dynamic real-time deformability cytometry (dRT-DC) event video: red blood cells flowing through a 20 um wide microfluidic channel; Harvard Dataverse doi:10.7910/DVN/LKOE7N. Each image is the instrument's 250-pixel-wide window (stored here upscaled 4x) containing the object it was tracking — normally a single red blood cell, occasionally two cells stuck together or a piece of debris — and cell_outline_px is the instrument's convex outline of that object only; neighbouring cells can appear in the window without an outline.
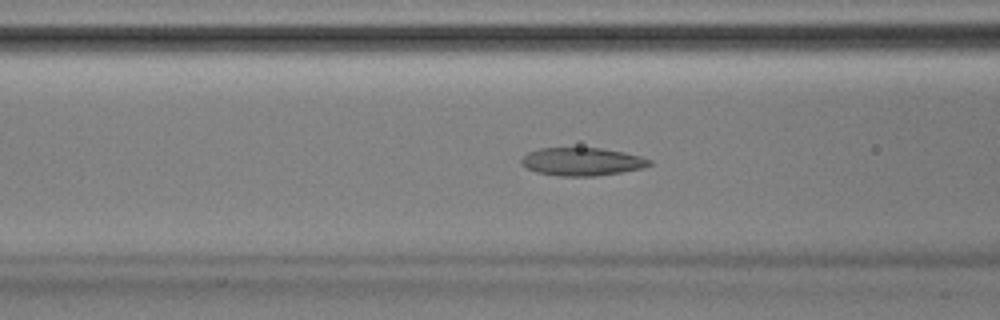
{"species": "Egyptian fruit bat (a non-hibernating species)", "species_latin": "Rousettus aegyptiacus", "temperature_condition": "room temperature", "stored_images_in_passage": 53, "camera_frame_rate_fps": 3000, "um_per_image_px": 0.085, "animal": {"sex": "male"}, "frame": {"image": 1, "passage_image": 21, "time_ms": 6.667, "image_size_px": [1000, 320], "cell_outline_px": [[652, 164], [640, 168], [620, 172], [596, 176], [560, 176], [536, 172], [520, 164], [520, 160], [528, 152], [540, 148], [600, 148], [624, 152], [640, 156], [652, 160]], "centroid_in_image_um": [49.45, 13.74], "position_along_channel_um": 117.1, "area_um2": 20.81}}
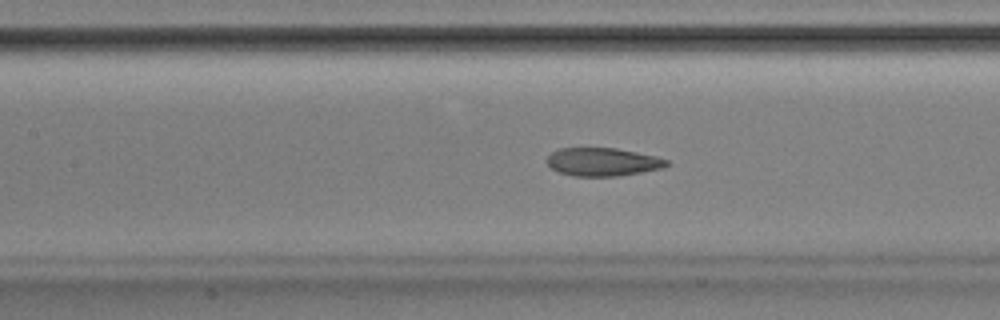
{"frame": {"image": 2, "passage_image": 24, "time_ms": 7.667, "image_size_px": [1000, 320], "cell_outline_px": [[668, 164], [664, 168], [616, 176], [572, 176], [560, 172], [552, 168], [548, 164], [548, 156], [552, 152], [560, 148], [616, 148], [656, 156], [668, 160]], "centroid_in_image_um": [51.24, 13.76], "position_along_channel_um": 156.2, "area_um2": 19.48}}
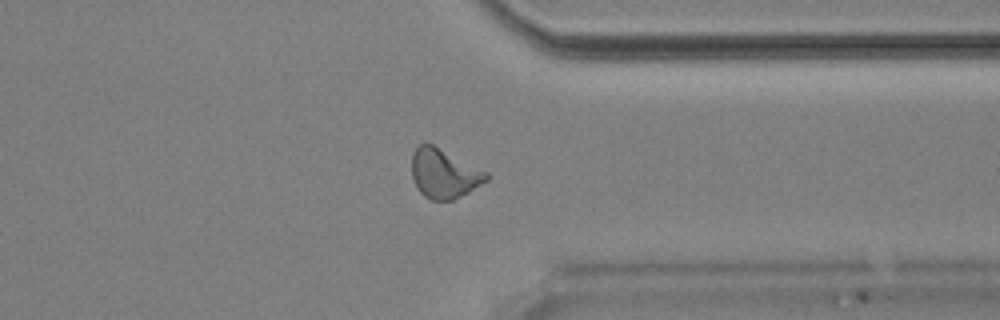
{"frame": {"image": 3, "passage_image": 41, "time_ms": 13.333, "image_size_px": [1000, 320], "cell_outline_px": [[488, 180], [468, 192], [452, 200], [432, 200], [424, 196], [416, 188], [412, 180], [412, 152], [420, 144], [432, 144], [488, 172]], "centroid_in_image_um": [37.72, 14.76], "position_along_channel_um": 373.7, "area_um2": 21.33}, "authors_computed_cell_mechanics": {"area_um2": 21.1548, "velocity_mm_per_s": 3.8874, "shape_relaxation_time_tau1_ms": null, "shape_relaxation_time_tau2_ms": 1.8593, "deformation_change_tau1": null, "deformation_change_tau2": 0.0811}}